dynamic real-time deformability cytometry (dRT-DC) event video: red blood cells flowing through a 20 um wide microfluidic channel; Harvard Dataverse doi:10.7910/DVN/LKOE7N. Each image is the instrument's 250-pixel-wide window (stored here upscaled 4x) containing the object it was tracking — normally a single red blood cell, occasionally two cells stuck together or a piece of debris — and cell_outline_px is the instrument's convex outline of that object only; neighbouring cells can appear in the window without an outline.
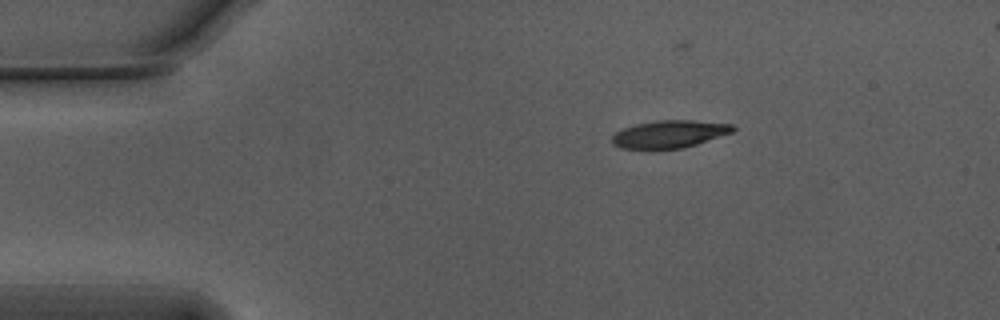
{"species": "Egyptian fruit bat (a non-hibernating species)", "species_latin": "Rousettus aegyptiacus", "temperature_condition": "warm", "stored_images_in_passage": 36, "camera_frame_rate_fps": 3000, "um_per_image_px": 0.085, "animal": {"sex": "male"}, "frame": {"image": 1, "passage_image": 1, "time_ms": 0.0, "image_size_px": [1000, 320], "cell_outline_px": [[736, 128], [732, 132], [684, 148], [620, 148], [612, 144], [612, 136], [616, 132], [624, 128], [636, 124], [656, 120], [692, 120], [732, 124]], "centroid_in_image_um": [56.89, 11.38], "position_along_channel_um": 28.1, "area_um2": 19.13}}
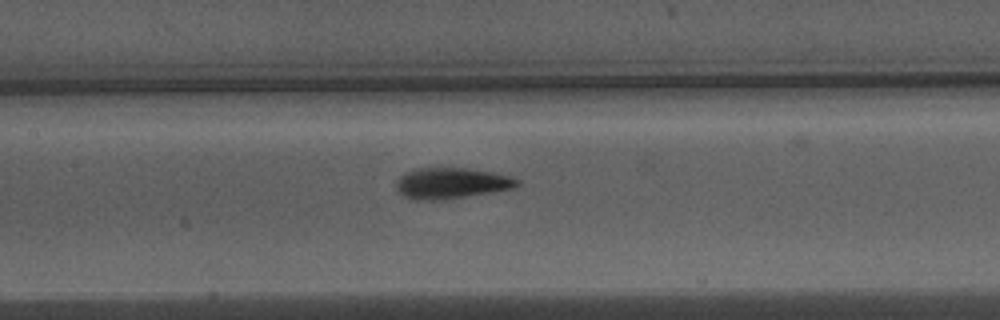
{"frame": {"image": 2, "passage_image": 17, "time_ms": 5.333, "image_size_px": [1000, 320], "cell_outline_px": [[520, 184], [512, 188], [464, 196], [436, 200], [412, 200], [404, 196], [396, 188], [396, 180], [404, 172], [416, 168], [468, 168], [492, 172], [508, 176], [520, 180]], "centroid_in_image_um": [38.3, 15.56], "position_along_channel_um": 169.1, "area_um2": 21.56}}
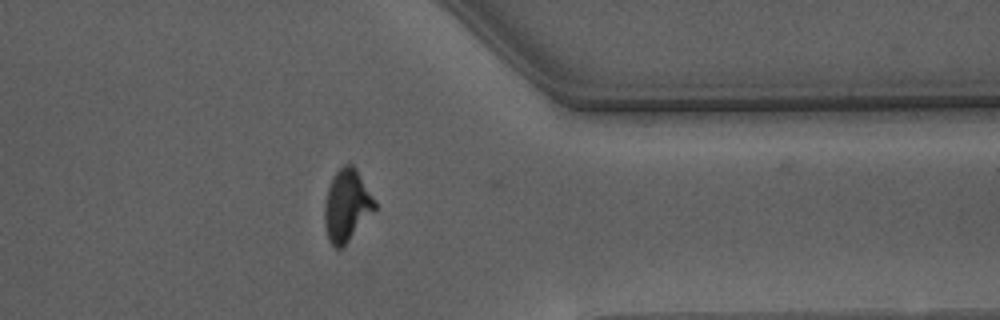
{"frame": {"image": 3, "passage_image": 35, "time_ms": 11.333, "image_size_px": [1000, 320], "cell_outline_px": [[376, 208], [344, 248], [336, 248], [328, 240], [324, 224], [324, 204], [328, 188], [332, 176], [344, 164], [352, 164], [356, 168], [376, 200]], "centroid_in_image_um": [29.47, 17.48], "position_along_channel_um": 381.9, "area_um2": 21.33}}